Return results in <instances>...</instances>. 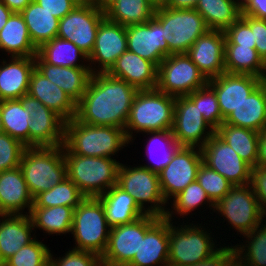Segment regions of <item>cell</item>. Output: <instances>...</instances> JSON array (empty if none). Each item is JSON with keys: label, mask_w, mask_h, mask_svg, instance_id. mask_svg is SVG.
Returning <instances> with one entry per match:
<instances>
[{"label": "cell", "mask_w": 266, "mask_h": 266, "mask_svg": "<svg viewBox=\"0 0 266 266\" xmlns=\"http://www.w3.org/2000/svg\"><path fill=\"white\" fill-rule=\"evenodd\" d=\"M154 18L162 25L169 56L187 54L194 42L209 29L196 9L157 7Z\"/></svg>", "instance_id": "cell-7"}, {"label": "cell", "mask_w": 266, "mask_h": 266, "mask_svg": "<svg viewBox=\"0 0 266 266\" xmlns=\"http://www.w3.org/2000/svg\"><path fill=\"white\" fill-rule=\"evenodd\" d=\"M108 228V229H107ZM105 209L98 197H86L73 212L74 249L104 254L110 233Z\"/></svg>", "instance_id": "cell-6"}, {"label": "cell", "mask_w": 266, "mask_h": 266, "mask_svg": "<svg viewBox=\"0 0 266 266\" xmlns=\"http://www.w3.org/2000/svg\"><path fill=\"white\" fill-rule=\"evenodd\" d=\"M30 113L29 147H56L65 141V120L28 94L19 98Z\"/></svg>", "instance_id": "cell-13"}, {"label": "cell", "mask_w": 266, "mask_h": 266, "mask_svg": "<svg viewBox=\"0 0 266 266\" xmlns=\"http://www.w3.org/2000/svg\"><path fill=\"white\" fill-rule=\"evenodd\" d=\"M225 72L230 74H249L261 78L265 62L255 48L241 45H225Z\"/></svg>", "instance_id": "cell-36"}, {"label": "cell", "mask_w": 266, "mask_h": 266, "mask_svg": "<svg viewBox=\"0 0 266 266\" xmlns=\"http://www.w3.org/2000/svg\"><path fill=\"white\" fill-rule=\"evenodd\" d=\"M67 177L86 197H98L117 185L120 163L109 157L73 154L64 144Z\"/></svg>", "instance_id": "cell-3"}, {"label": "cell", "mask_w": 266, "mask_h": 266, "mask_svg": "<svg viewBox=\"0 0 266 266\" xmlns=\"http://www.w3.org/2000/svg\"><path fill=\"white\" fill-rule=\"evenodd\" d=\"M117 186L129 193L147 214L165 217L167 210L165 211L162 205L167 202L162 195L157 173L142 167V165L130 168L120 163ZM144 202L153 203V206L151 205L145 210Z\"/></svg>", "instance_id": "cell-11"}, {"label": "cell", "mask_w": 266, "mask_h": 266, "mask_svg": "<svg viewBox=\"0 0 266 266\" xmlns=\"http://www.w3.org/2000/svg\"><path fill=\"white\" fill-rule=\"evenodd\" d=\"M130 140L122 128L88 125L75 117L65 122L64 145L82 156L109 157L115 155ZM115 153V154H114Z\"/></svg>", "instance_id": "cell-2"}, {"label": "cell", "mask_w": 266, "mask_h": 266, "mask_svg": "<svg viewBox=\"0 0 266 266\" xmlns=\"http://www.w3.org/2000/svg\"><path fill=\"white\" fill-rule=\"evenodd\" d=\"M226 266H247L244 261L236 254L227 264Z\"/></svg>", "instance_id": "cell-60"}, {"label": "cell", "mask_w": 266, "mask_h": 266, "mask_svg": "<svg viewBox=\"0 0 266 266\" xmlns=\"http://www.w3.org/2000/svg\"><path fill=\"white\" fill-rule=\"evenodd\" d=\"M250 184L259 201L261 211L266 215V168L253 167Z\"/></svg>", "instance_id": "cell-51"}, {"label": "cell", "mask_w": 266, "mask_h": 266, "mask_svg": "<svg viewBox=\"0 0 266 266\" xmlns=\"http://www.w3.org/2000/svg\"><path fill=\"white\" fill-rule=\"evenodd\" d=\"M238 0H198L195 9L204 18L209 30L225 31L242 14Z\"/></svg>", "instance_id": "cell-34"}, {"label": "cell", "mask_w": 266, "mask_h": 266, "mask_svg": "<svg viewBox=\"0 0 266 266\" xmlns=\"http://www.w3.org/2000/svg\"><path fill=\"white\" fill-rule=\"evenodd\" d=\"M168 257L169 220L161 217L141 238L139 251L127 266H169Z\"/></svg>", "instance_id": "cell-24"}, {"label": "cell", "mask_w": 266, "mask_h": 266, "mask_svg": "<svg viewBox=\"0 0 266 266\" xmlns=\"http://www.w3.org/2000/svg\"><path fill=\"white\" fill-rule=\"evenodd\" d=\"M236 255L234 246L222 247L210 258L191 266H226V264Z\"/></svg>", "instance_id": "cell-53"}, {"label": "cell", "mask_w": 266, "mask_h": 266, "mask_svg": "<svg viewBox=\"0 0 266 266\" xmlns=\"http://www.w3.org/2000/svg\"><path fill=\"white\" fill-rule=\"evenodd\" d=\"M165 218L169 220V266H191L210 258L220 250L214 249L215 243L210 240L213 238L207 231L199 229L201 226L185 225L178 229L170 223V211H167Z\"/></svg>", "instance_id": "cell-8"}, {"label": "cell", "mask_w": 266, "mask_h": 266, "mask_svg": "<svg viewBox=\"0 0 266 266\" xmlns=\"http://www.w3.org/2000/svg\"><path fill=\"white\" fill-rule=\"evenodd\" d=\"M214 89L225 120L260 84L261 78L249 74L223 73L208 80Z\"/></svg>", "instance_id": "cell-19"}, {"label": "cell", "mask_w": 266, "mask_h": 266, "mask_svg": "<svg viewBox=\"0 0 266 266\" xmlns=\"http://www.w3.org/2000/svg\"><path fill=\"white\" fill-rule=\"evenodd\" d=\"M2 1L12 12L21 13L32 0H0Z\"/></svg>", "instance_id": "cell-57"}, {"label": "cell", "mask_w": 266, "mask_h": 266, "mask_svg": "<svg viewBox=\"0 0 266 266\" xmlns=\"http://www.w3.org/2000/svg\"><path fill=\"white\" fill-rule=\"evenodd\" d=\"M207 83L208 80L187 54L167 56L158 66L156 89L167 95L187 96Z\"/></svg>", "instance_id": "cell-9"}, {"label": "cell", "mask_w": 266, "mask_h": 266, "mask_svg": "<svg viewBox=\"0 0 266 266\" xmlns=\"http://www.w3.org/2000/svg\"><path fill=\"white\" fill-rule=\"evenodd\" d=\"M126 50V27L105 18L98 27L93 51L87 60L101 64L98 72H107Z\"/></svg>", "instance_id": "cell-21"}, {"label": "cell", "mask_w": 266, "mask_h": 266, "mask_svg": "<svg viewBox=\"0 0 266 266\" xmlns=\"http://www.w3.org/2000/svg\"><path fill=\"white\" fill-rule=\"evenodd\" d=\"M187 96L195 103L196 106H198L203 118L214 130H216L224 122L219 108L217 95L208 83Z\"/></svg>", "instance_id": "cell-42"}, {"label": "cell", "mask_w": 266, "mask_h": 266, "mask_svg": "<svg viewBox=\"0 0 266 266\" xmlns=\"http://www.w3.org/2000/svg\"><path fill=\"white\" fill-rule=\"evenodd\" d=\"M225 45H241L255 48L253 32L250 26L240 17L224 31Z\"/></svg>", "instance_id": "cell-49"}, {"label": "cell", "mask_w": 266, "mask_h": 266, "mask_svg": "<svg viewBox=\"0 0 266 266\" xmlns=\"http://www.w3.org/2000/svg\"><path fill=\"white\" fill-rule=\"evenodd\" d=\"M214 208L242 235L261 225L265 216L251 184L233 186Z\"/></svg>", "instance_id": "cell-12"}, {"label": "cell", "mask_w": 266, "mask_h": 266, "mask_svg": "<svg viewBox=\"0 0 266 266\" xmlns=\"http://www.w3.org/2000/svg\"><path fill=\"white\" fill-rule=\"evenodd\" d=\"M242 14L258 19H266V0H250L242 9Z\"/></svg>", "instance_id": "cell-54"}, {"label": "cell", "mask_w": 266, "mask_h": 266, "mask_svg": "<svg viewBox=\"0 0 266 266\" xmlns=\"http://www.w3.org/2000/svg\"><path fill=\"white\" fill-rule=\"evenodd\" d=\"M200 149L203 164L208 168L217 171L234 186L250 184L252 167L216 133Z\"/></svg>", "instance_id": "cell-14"}, {"label": "cell", "mask_w": 266, "mask_h": 266, "mask_svg": "<svg viewBox=\"0 0 266 266\" xmlns=\"http://www.w3.org/2000/svg\"><path fill=\"white\" fill-rule=\"evenodd\" d=\"M0 49L12 57H35L38 48L33 44L21 13L13 12L0 31Z\"/></svg>", "instance_id": "cell-31"}, {"label": "cell", "mask_w": 266, "mask_h": 266, "mask_svg": "<svg viewBox=\"0 0 266 266\" xmlns=\"http://www.w3.org/2000/svg\"><path fill=\"white\" fill-rule=\"evenodd\" d=\"M195 148L179 146L171 162L158 173L160 189L166 202L172 198L170 196L175 197L190 183L197 180V173L203 159L201 149L198 148L196 152Z\"/></svg>", "instance_id": "cell-16"}, {"label": "cell", "mask_w": 266, "mask_h": 266, "mask_svg": "<svg viewBox=\"0 0 266 266\" xmlns=\"http://www.w3.org/2000/svg\"><path fill=\"white\" fill-rule=\"evenodd\" d=\"M35 69L45 78L56 84L76 103L87 90L94 69L87 67H64L45 63L38 55L35 56Z\"/></svg>", "instance_id": "cell-23"}, {"label": "cell", "mask_w": 266, "mask_h": 266, "mask_svg": "<svg viewBox=\"0 0 266 266\" xmlns=\"http://www.w3.org/2000/svg\"><path fill=\"white\" fill-rule=\"evenodd\" d=\"M104 19V11L95 6L77 5L60 19L57 37L72 42L89 56L95 45L98 27Z\"/></svg>", "instance_id": "cell-15"}, {"label": "cell", "mask_w": 266, "mask_h": 266, "mask_svg": "<svg viewBox=\"0 0 266 266\" xmlns=\"http://www.w3.org/2000/svg\"><path fill=\"white\" fill-rule=\"evenodd\" d=\"M155 11L149 0H116L104 13L107 20L127 27L149 21Z\"/></svg>", "instance_id": "cell-35"}, {"label": "cell", "mask_w": 266, "mask_h": 266, "mask_svg": "<svg viewBox=\"0 0 266 266\" xmlns=\"http://www.w3.org/2000/svg\"><path fill=\"white\" fill-rule=\"evenodd\" d=\"M74 209L69 206L32 207L29 216L34 228H41L48 234L72 231Z\"/></svg>", "instance_id": "cell-37"}, {"label": "cell", "mask_w": 266, "mask_h": 266, "mask_svg": "<svg viewBox=\"0 0 266 266\" xmlns=\"http://www.w3.org/2000/svg\"><path fill=\"white\" fill-rule=\"evenodd\" d=\"M261 84L265 87L266 89V66H265V69H264V73L261 77Z\"/></svg>", "instance_id": "cell-64"}, {"label": "cell", "mask_w": 266, "mask_h": 266, "mask_svg": "<svg viewBox=\"0 0 266 266\" xmlns=\"http://www.w3.org/2000/svg\"><path fill=\"white\" fill-rule=\"evenodd\" d=\"M173 200L174 210L177 211L178 214L185 215L186 213H190L195 208L199 207L200 204L204 202H208L209 206L214 208V203L209 199L205 190L200 186L197 180L190 183L183 191L178 193Z\"/></svg>", "instance_id": "cell-46"}, {"label": "cell", "mask_w": 266, "mask_h": 266, "mask_svg": "<svg viewBox=\"0 0 266 266\" xmlns=\"http://www.w3.org/2000/svg\"><path fill=\"white\" fill-rule=\"evenodd\" d=\"M207 126L211 131H205ZM171 131L179 146H199V148H202L215 133L211 125L203 118L198 106L188 96L175 97L173 127ZM204 132L207 134L205 135Z\"/></svg>", "instance_id": "cell-17"}, {"label": "cell", "mask_w": 266, "mask_h": 266, "mask_svg": "<svg viewBox=\"0 0 266 266\" xmlns=\"http://www.w3.org/2000/svg\"><path fill=\"white\" fill-rule=\"evenodd\" d=\"M174 105L175 97L158 89L138 90L125 126L127 138L131 141V130L144 133L172 130Z\"/></svg>", "instance_id": "cell-5"}, {"label": "cell", "mask_w": 266, "mask_h": 266, "mask_svg": "<svg viewBox=\"0 0 266 266\" xmlns=\"http://www.w3.org/2000/svg\"><path fill=\"white\" fill-rule=\"evenodd\" d=\"M224 31L208 30L190 47L187 55L191 58L207 80L225 73Z\"/></svg>", "instance_id": "cell-20"}, {"label": "cell", "mask_w": 266, "mask_h": 266, "mask_svg": "<svg viewBox=\"0 0 266 266\" xmlns=\"http://www.w3.org/2000/svg\"><path fill=\"white\" fill-rule=\"evenodd\" d=\"M198 0H167L164 7L173 9H195Z\"/></svg>", "instance_id": "cell-56"}, {"label": "cell", "mask_w": 266, "mask_h": 266, "mask_svg": "<svg viewBox=\"0 0 266 266\" xmlns=\"http://www.w3.org/2000/svg\"><path fill=\"white\" fill-rule=\"evenodd\" d=\"M116 0H95L94 6L99 10L105 11L109 6H111Z\"/></svg>", "instance_id": "cell-59"}, {"label": "cell", "mask_w": 266, "mask_h": 266, "mask_svg": "<svg viewBox=\"0 0 266 266\" xmlns=\"http://www.w3.org/2000/svg\"><path fill=\"white\" fill-rule=\"evenodd\" d=\"M72 1L75 2L77 5L94 6L95 0H72Z\"/></svg>", "instance_id": "cell-61"}, {"label": "cell", "mask_w": 266, "mask_h": 266, "mask_svg": "<svg viewBox=\"0 0 266 266\" xmlns=\"http://www.w3.org/2000/svg\"><path fill=\"white\" fill-rule=\"evenodd\" d=\"M64 151L63 145L25 147L20 168L33 198L67 177Z\"/></svg>", "instance_id": "cell-4"}, {"label": "cell", "mask_w": 266, "mask_h": 266, "mask_svg": "<svg viewBox=\"0 0 266 266\" xmlns=\"http://www.w3.org/2000/svg\"><path fill=\"white\" fill-rule=\"evenodd\" d=\"M127 50L153 62L157 67L169 56L162 25L153 17L145 23L126 27Z\"/></svg>", "instance_id": "cell-18"}, {"label": "cell", "mask_w": 266, "mask_h": 266, "mask_svg": "<svg viewBox=\"0 0 266 266\" xmlns=\"http://www.w3.org/2000/svg\"><path fill=\"white\" fill-rule=\"evenodd\" d=\"M0 66V101L19 99L28 93L35 57H12Z\"/></svg>", "instance_id": "cell-27"}, {"label": "cell", "mask_w": 266, "mask_h": 266, "mask_svg": "<svg viewBox=\"0 0 266 266\" xmlns=\"http://www.w3.org/2000/svg\"><path fill=\"white\" fill-rule=\"evenodd\" d=\"M104 206L107 223L110 227L131 223L147 213L134 198L117 185L98 196Z\"/></svg>", "instance_id": "cell-29"}, {"label": "cell", "mask_w": 266, "mask_h": 266, "mask_svg": "<svg viewBox=\"0 0 266 266\" xmlns=\"http://www.w3.org/2000/svg\"><path fill=\"white\" fill-rule=\"evenodd\" d=\"M36 3L41 5L46 11L51 13L53 16L62 19L70 11H72L77 4L72 0H34Z\"/></svg>", "instance_id": "cell-52"}, {"label": "cell", "mask_w": 266, "mask_h": 266, "mask_svg": "<svg viewBox=\"0 0 266 266\" xmlns=\"http://www.w3.org/2000/svg\"><path fill=\"white\" fill-rule=\"evenodd\" d=\"M250 2V0H241L240 2H236L238 4V6L243 9L248 3Z\"/></svg>", "instance_id": "cell-63"}, {"label": "cell", "mask_w": 266, "mask_h": 266, "mask_svg": "<svg viewBox=\"0 0 266 266\" xmlns=\"http://www.w3.org/2000/svg\"><path fill=\"white\" fill-rule=\"evenodd\" d=\"M21 15L26 23L29 36L37 48L57 37L60 20L34 0L21 12Z\"/></svg>", "instance_id": "cell-32"}, {"label": "cell", "mask_w": 266, "mask_h": 266, "mask_svg": "<svg viewBox=\"0 0 266 266\" xmlns=\"http://www.w3.org/2000/svg\"><path fill=\"white\" fill-rule=\"evenodd\" d=\"M29 96L38 99L49 109L60 115L65 121L76 115V102L56 84L34 69L30 76Z\"/></svg>", "instance_id": "cell-26"}, {"label": "cell", "mask_w": 266, "mask_h": 266, "mask_svg": "<svg viewBox=\"0 0 266 266\" xmlns=\"http://www.w3.org/2000/svg\"><path fill=\"white\" fill-rule=\"evenodd\" d=\"M107 73L125 80L137 90H152L157 86L158 67L128 50L115 61Z\"/></svg>", "instance_id": "cell-22"}, {"label": "cell", "mask_w": 266, "mask_h": 266, "mask_svg": "<svg viewBox=\"0 0 266 266\" xmlns=\"http://www.w3.org/2000/svg\"><path fill=\"white\" fill-rule=\"evenodd\" d=\"M160 218L146 214L131 223L111 227L102 266H127L139 251L141 238Z\"/></svg>", "instance_id": "cell-10"}, {"label": "cell", "mask_w": 266, "mask_h": 266, "mask_svg": "<svg viewBox=\"0 0 266 266\" xmlns=\"http://www.w3.org/2000/svg\"><path fill=\"white\" fill-rule=\"evenodd\" d=\"M37 55L47 64L64 67H86L76 61L79 57L88 58L75 44L59 37L43 43L38 48Z\"/></svg>", "instance_id": "cell-38"}, {"label": "cell", "mask_w": 266, "mask_h": 266, "mask_svg": "<svg viewBox=\"0 0 266 266\" xmlns=\"http://www.w3.org/2000/svg\"><path fill=\"white\" fill-rule=\"evenodd\" d=\"M49 266H102L101 257L83 250H69L65 257L54 259L49 254Z\"/></svg>", "instance_id": "cell-48"}, {"label": "cell", "mask_w": 266, "mask_h": 266, "mask_svg": "<svg viewBox=\"0 0 266 266\" xmlns=\"http://www.w3.org/2000/svg\"><path fill=\"white\" fill-rule=\"evenodd\" d=\"M4 132L2 124L1 101H0V134Z\"/></svg>", "instance_id": "cell-65"}, {"label": "cell", "mask_w": 266, "mask_h": 266, "mask_svg": "<svg viewBox=\"0 0 266 266\" xmlns=\"http://www.w3.org/2000/svg\"><path fill=\"white\" fill-rule=\"evenodd\" d=\"M223 123L257 132L266 128V89L260 84Z\"/></svg>", "instance_id": "cell-30"}, {"label": "cell", "mask_w": 266, "mask_h": 266, "mask_svg": "<svg viewBox=\"0 0 266 266\" xmlns=\"http://www.w3.org/2000/svg\"><path fill=\"white\" fill-rule=\"evenodd\" d=\"M49 254V248L34 239L19 249L1 266H49Z\"/></svg>", "instance_id": "cell-44"}, {"label": "cell", "mask_w": 266, "mask_h": 266, "mask_svg": "<svg viewBox=\"0 0 266 266\" xmlns=\"http://www.w3.org/2000/svg\"><path fill=\"white\" fill-rule=\"evenodd\" d=\"M12 13L13 12L2 1H0V31L6 25Z\"/></svg>", "instance_id": "cell-58"}, {"label": "cell", "mask_w": 266, "mask_h": 266, "mask_svg": "<svg viewBox=\"0 0 266 266\" xmlns=\"http://www.w3.org/2000/svg\"><path fill=\"white\" fill-rule=\"evenodd\" d=\"M241 18L250 26L254 41L255 49L262 60L266 61V19H258L246 14H241Z\"/></svg>", "instance_id": "cell-50"}, {"label": "cell", "mask_w": 266, "mask_h": 266, "mask_svg": "<svg viewBox=\"0 0 266 266\" xmlns=\"http://www.w3.org/2000/svg\"><path fill=\"white\" fill-rule=\"evenodd\" d=\"M85 198L77 185L66 177L58 185L38 194L32 207L69 206L75 209Z\"/></svg>", "instance_id": "cell-40"}, {"label": "cell", "mask_w": 266, "mask_h": 266, "mask_svg": "<svg viewBox=\"0 0 266 266\" xmlns=\"http://www.w3.org/2000/svg\"><path fill=\"white\" fill-rule=\"evenodd\" d=\"M245 236L252 241H247L248 244L246 246H235L236 254L247 266H266V225L264 227L258 225L250 233L245 234ZM244 247H247V249H243ZM243 250H247L243 256L245 259L242 257Z\"/></svg>", "instance_id": "cell-43"}, {"label": "cell", "mask_w": 266, "mask_h": 266, "mask_svg": "<svg viewBox=\"0 0 266 266\" xmlns=\"http://www.w3.org/2000/svg\"><path fill=\"white\" fill-rule=\"evenodd\" d=\"M4 132L29 147L30 113L19 99L1 101Z\"/></svg>", "instance_id": "cell-39"}, {"label": "cell", "mask_w": 266, "mask_h": 266, "mask_svg": "<svg viewBox=\"0 0 266 266\" xmlns=\"http://www.w3.org/2000/svg\"><path fill=\"white\" fill-rule=\"evenodd\" d=\"M215 133L252 168L256 166L259 132L222 123Z\"/></svg>", "instance_id": "cell-33"}, {"label": "cell", "mask_w": 266, "mask_h": 266, "mask_svg": "<svg viewBox=\"0 0 266 266\" xmlns=\"http://www.w3.org/2000/svg\"><path fill=\"white\" fill-rule=\"evenodd\" d=\"M19 140L5 132L0 134V172L20 166L21 157L25 149Z\"/></svg>", "instance_id": "cell-47"}, {"label": "cell", "mask_w": 266, "mask_h": 266, "mask_svg": "<svg viewBox=\"0 0 266 266\" xmlns=\"http://www.w3.org/2000/svg\"><path fill=\"white\" fill-rule=\"evenodd\" d=\"M146 133L151 134V136L153 135L152 138L149 140L148 144L149 146L147 147L149 149V150L147 149V151H149L147 155L150 157V159L152 158L151 161H153L152 163L153 165H144L142 167L148 168L152 172L158 174L171 162L173 154L176 151V149L179 147V145L176 143L171 130L153 131ZM152 145L153 147L154 145H158V147L161 146L159 149L155 146V148L160 150L161 154L158 155V153H156L157 154L156 156V154L153 151L155 149L151 150L153 148ZM152 152L155 154L156 156L155 158H153L154 154H152Z\"/></svg>", "instance_id": "cell-41"}, {"label": "cell", "mask_w": 266, "mask_h": 266, "mask_svg": "<svg viewBox=\"0 0 266 266\" xmlns=\"http://www.w3.org/2000/svg\"><path fill=\"white\" fill-rule=\"evenodd\" d=\"M1 217L4 219L0 222V266L34 240L31 237L34 227L28 214H4Z\"/></svg>", "instance_id": "cell-28"}, {"label": "cell", "mask_w": 266, "mask_h": 266, "mask_svg": "<svg viewBox=\"0 0 266 266\" xmlns=\"http://www.w3.org/2000/svg\"><path fill=\"white\" fill-rule=\"evenodd\" d=\"M255 167L266 168V128L259 132L258 155Z\"/></svg>", "instance_id": "cell-55"}, {"label": "cell", "mask_w": 266, "mask_h": 266, "mask_svg": "<svg viewBox=\"0 0 266 266\" xmlns=\"http://www.w3.org/2000/svg\"><path fill=\"white\" fill-rule=\"evenodd\" d=\"M197 181L214 204L221 200L234 186L217 171L208 168L203 163L199 167Z\"/></svg>", "instance_id": "cell-45"}, {"label": "cell", "mask_w": 266, "mask_h": 266, "mask_svg": "<svg viewBox=\"0 0 266 266\" xmlns=\"http://www.w3.org/2000/svg\"><path fill=\"white\" fill-rule=\"evenodd\" d=\"M156 8L163 6L167 0H149Z\"/></svg>", "instance_id": "cell-62"}, {"label": "cell", "mask_w": 266, "mask_h": 266, "mask_svg": "<svg viewBox=\"0 0 266 266\" xmlns=\"http://www.w3.org/2000/svg\"><path fill=\"white\" fill-rule=\"evenodd\" d=\"M138 90L107 72L92 73L87 90L76 104L75 118L88 125L114 126L125 130Z\"/></svg>", "instance_id": "cell-1"}, {"label": "cell", "mask_w": 266, "mask_h": 266, "mask_svg": "<svg viewBox=\"0 0 266 266\" xmlns=\"http://www.w3.org/2000/svg\"><path fill=\"white\" fill-rule=\"evenodd\" d=\"M34 203L26 184L22 169L19 167L0 172V215L22 214L28 207L30 213Z\"/></svg>", "instance_id": "cell-25"}]
</instances>
